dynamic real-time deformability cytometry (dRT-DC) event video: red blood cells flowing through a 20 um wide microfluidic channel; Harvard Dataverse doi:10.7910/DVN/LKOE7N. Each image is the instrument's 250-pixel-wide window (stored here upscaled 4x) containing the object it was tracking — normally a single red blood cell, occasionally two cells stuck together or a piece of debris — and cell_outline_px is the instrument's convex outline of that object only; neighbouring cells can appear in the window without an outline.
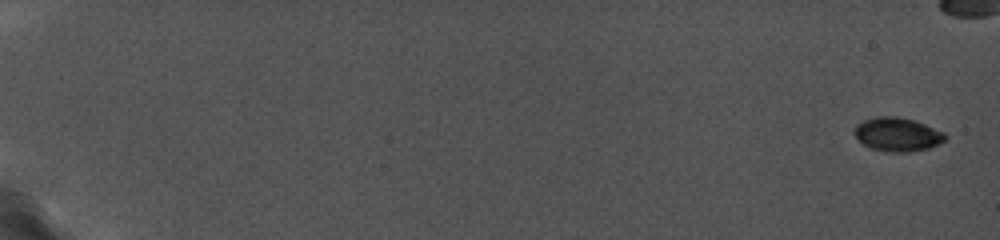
{"species": "common noctule bat (a hibernating species)", "species_latin": "Nyctalus noctula", "temperature_condition": "cold", "stored_images_in_passage": 32, "camera_frame_rate_fps": 5000, "um_per_image_px": 0.085, "animal": {"sex": "female", "body_mass_g": 19.0, "forearm_length_mm": 56.7}, "frame": {"image": 1, "passage_image": 1, "time_ms": 0.0, "image_size_px": [1000, 240], "cell_outline_px": [[948, 136], [940, 144], [928, 148], [908, 152], [888, 152], [872, 148], [864, 144], [852, 132], [856, 124], [864, 120], [876, 116], [896, 116], [912, 120], [924, 124], [944, 132]], "centroid_in_image_um": [76.28, 11.42], "position_along_channel_um": 8.7, "area_um2": 17.8}}
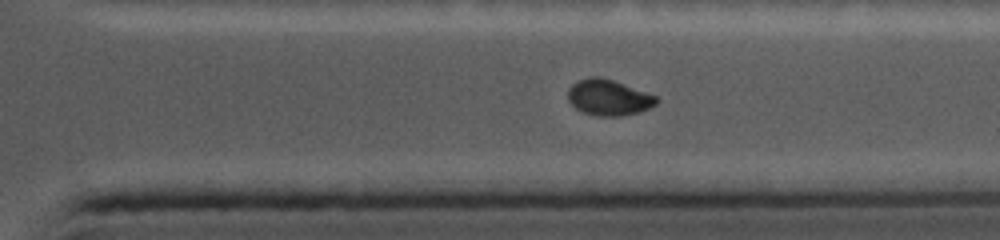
{"frame": {"image": 2, "passage_image": 28, "time_ms": 15.0, "image_size_px": [1000, 240], "cell_outline_px": [[660, 100], [656, 104], [640, 112], [620, 116], [600, 116], [584, 112], [576, 108], [568, 100], [568, 88], [576, 80], [592, 76], [600, 76], [612, 80], [656, 96]], "centroid_in_image_um": [51.71, 8.28], "position_along_channel_um": 359.7, "area_um2": 18.38}}
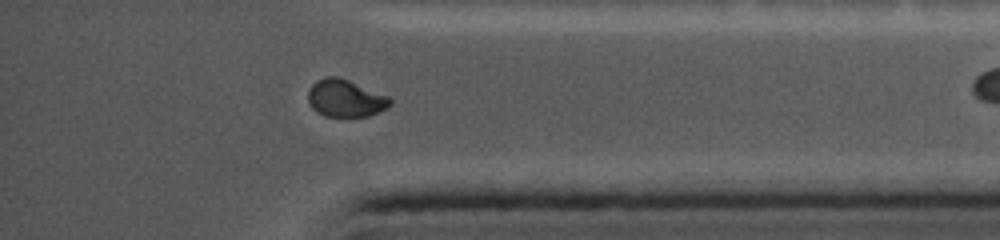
{"frame": {"image": 3, "passage_image": 30, "time_ms": 16.2, "image_size_px": [1000, 240], "cell_outline_px": [[392, 104], [388, 108], [368, 116], [324, 116], [316, 112], [312, 108], [308, 100], [308, 92], [312, 84], [316, 80], [324, 76], [336, 76], [348, 80], [388, 96], [392, 100]], "centroid_in_image_um": [29.35, 8.35], "position_along_channel_um": 405.9, "area_um2": 17.86}}